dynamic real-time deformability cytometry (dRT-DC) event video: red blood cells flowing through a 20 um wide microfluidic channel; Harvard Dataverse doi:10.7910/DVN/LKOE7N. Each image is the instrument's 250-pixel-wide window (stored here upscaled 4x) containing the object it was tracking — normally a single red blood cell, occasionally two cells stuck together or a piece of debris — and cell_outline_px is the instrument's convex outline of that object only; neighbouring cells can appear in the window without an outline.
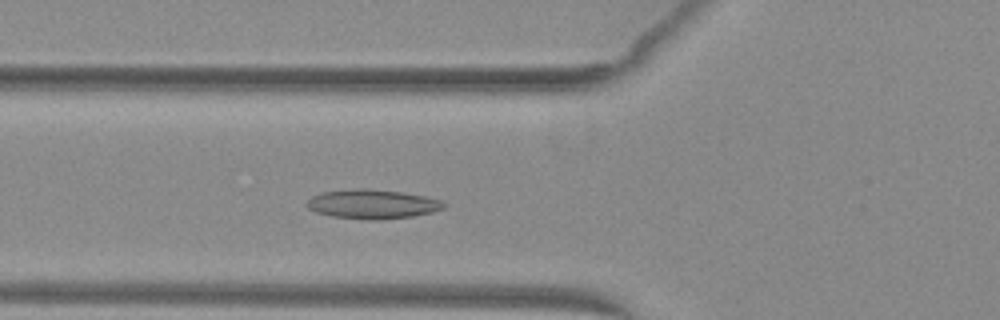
{"species": "common noctule bat (a hibernating species)", "species_latin": "Nyctalus noctula", "temperature_condition": "warm", "stored_images_in_passage": 40, "camera_frame_rate_fps": 3000, "um_per_image_px": 0.085, "animal": {"sex": "female", "body_mass_g": 29.2, "forearm_length_mm": 56.3}, "frame": {"image": 1, "passage_image": 8, "time_ms": 2.333, "image_size_px": [1000, 320], "cell_outline_px": [[448, 204], [444, 208], [432, 212], [412, 216], [380, 220], [372, 220], [332, 216], [316, 212], [308, 208], [304, 204], [312, 196], [324, 192], [360, 188], [364, 188], [404, 192], [424, 196], [440, 200]], "centroid_in_image_um": [31.67, 17.35], "position_along_channel_um": 94.1, "area_um2": 23.29}}
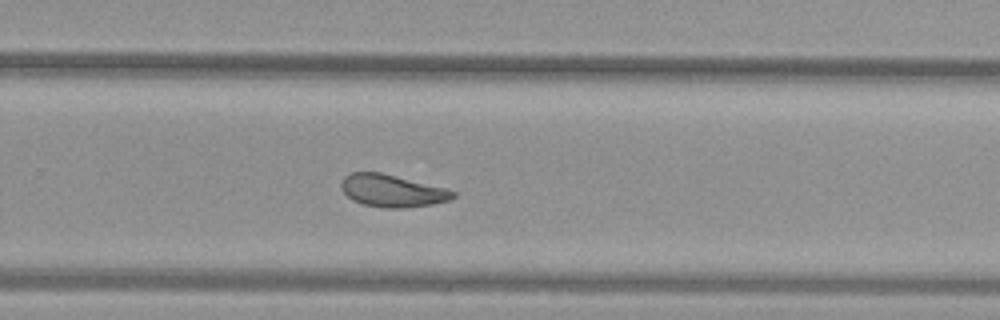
{"frame": {"image": 2, "passage_image": 23, "time_ms": 7.333, "image_size_px": [1000, 320], "cell_outline_px": [[456, 196], [448, 200], [432, 204], [404, 208], [384, 208], [364, 204], [352, 200], [340, 188], [340, 184], [344, 176], [352, 172], [380, 172], [444, 188], [456, 192]], "centroid_in_image_um": [33.29, 16.22], "position_along_channel_um": 296.5, "area_um2": 20.87}}
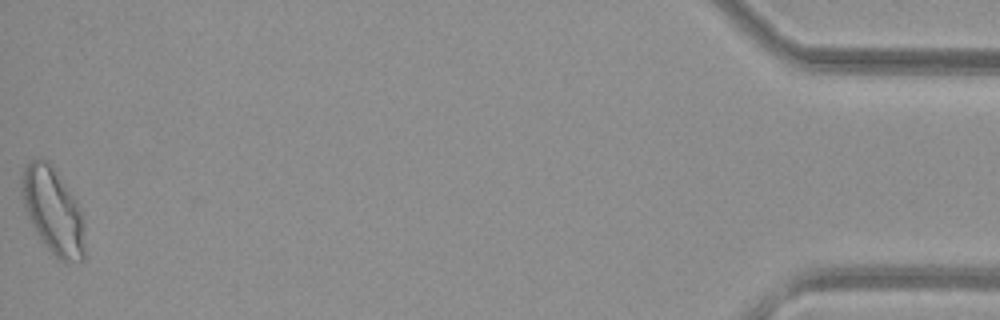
{"frame": {"image": 3, "passage_image": 40, "time_ms": 13.0, "image_size_px": [1000, 320], "cell_outline_px": [[84, 260], [64, 264], [40, 240], [24, 208], [20, 192], [24, 168], [32, 160], [40, 156], [48, 160], [52, 164], [76, 200], [84, 224]], "centroid_in_image_um": [4.5, 17.92], "position_along_channel_um": 430.7, "area_um2": 31.79}, "authors_computed_cell_mechanics": {"area_um2": 22.4553, "velocity_mm_per_s": 4.0493, "shape_relaxation_time_tau1_ms": null, "shape_relaxation_time_tau2_ms": 2.1806, "deformation_change_tau1": null, "deformation_change_tau2": 0.092}}